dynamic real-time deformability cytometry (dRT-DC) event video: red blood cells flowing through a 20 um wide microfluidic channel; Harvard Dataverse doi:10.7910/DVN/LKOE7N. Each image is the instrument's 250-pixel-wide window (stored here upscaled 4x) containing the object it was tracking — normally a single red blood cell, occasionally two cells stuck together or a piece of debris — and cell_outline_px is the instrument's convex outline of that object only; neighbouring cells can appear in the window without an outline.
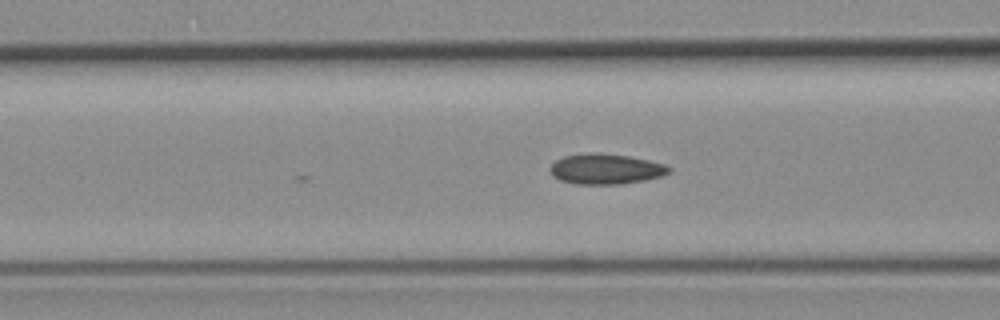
{"species": "common noctule bat (a hibernating species)", "species_latin": "Nyctalus noctula", "temperature_condition": "room temperature", "stored_images_in_passage": 6, "camera_frame_rate_fps": 3000, "um_per_image_px": 0.085, "animal": {"sex": "female", "body_mass_g": 19.3, "forearm_length_mm": 54.1}, "frame": {"image": 1, "passage_image": 6, "time_ms": 1.667, "image_size_px": [1000, 320], "cell_outline_px": [[672, 172], [660, 176], [644, 180], [620, 184], [576, 184], [560, 180], [552, 176], [548, 168], [556, 160], [564, 156], [588, 152], [596, 152], [628, 156], [648, 160], [664, 164], [672, 168]], "centroid_in_image_um": [51.46, 14.36], "position_along_channel_um": 115.1, "area_um2": 21.15}}